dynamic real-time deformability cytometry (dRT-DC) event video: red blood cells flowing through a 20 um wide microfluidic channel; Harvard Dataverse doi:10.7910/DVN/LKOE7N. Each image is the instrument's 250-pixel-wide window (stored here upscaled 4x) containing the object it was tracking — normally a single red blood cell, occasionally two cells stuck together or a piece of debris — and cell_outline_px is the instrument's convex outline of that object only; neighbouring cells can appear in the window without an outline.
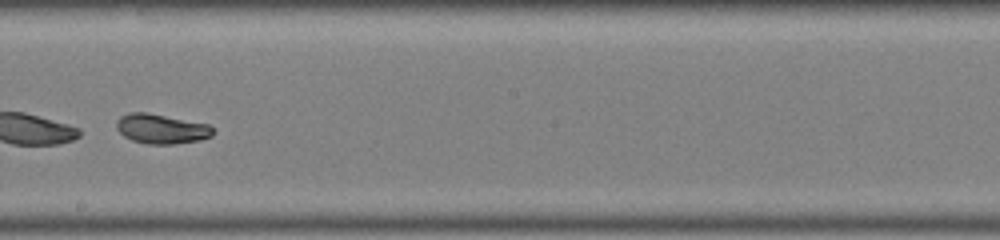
{"species": "common noctule bat (a hibernating species)", "species_latin": "Nyctalus noctula", "temperature_condition": "warm", "stored_images_in_passage": 41, "segment_of_instrument_passage": [2, 2], "camera_frame_rate_fps": 3000, "um_per_image_px": 0.085, "animal": {"sex": "male", "body_mass_g": 19.0, "forearm_length_mm": 50.8}, "frame": {"image": 1, "passage_image": 23, "time_ms": 7.333, "image_size_px": [1000, 240], "cell_outline_px": [[212, 136], [200, 140], [172, 144], [148, 144], [132, 140], [124, 136], [116, 128], [116, 120], [120, 116], [128, 112], [148, 112], [208, 124], [212, 128]], "centroid_in_image_um": [13.68, 10.94], "position_along_channel_um": 234.5, "area_um2": 16.7}}
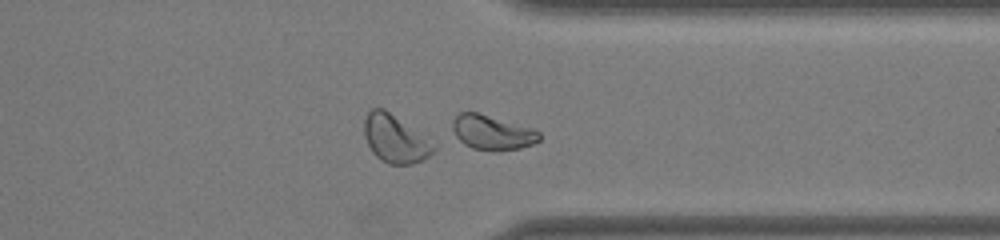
{"frame": {"image": 2, "passage_image": 32, "time_ms": 10.333, "image_size_px": [1000, 240], "cell_outline_px": [[540, 140], [532, 144], [520, 148], [496, 152], [492, 152], [472, 148], [464, 144], [456, 136], [452, 128], [452, 120], [460, 112], [476, 112], [532, 128], [540, 132]], "centroid_in_image_um": [41.83, 11.28], "position_along_channel_um": 369.6, "area_um2": 17.57}}